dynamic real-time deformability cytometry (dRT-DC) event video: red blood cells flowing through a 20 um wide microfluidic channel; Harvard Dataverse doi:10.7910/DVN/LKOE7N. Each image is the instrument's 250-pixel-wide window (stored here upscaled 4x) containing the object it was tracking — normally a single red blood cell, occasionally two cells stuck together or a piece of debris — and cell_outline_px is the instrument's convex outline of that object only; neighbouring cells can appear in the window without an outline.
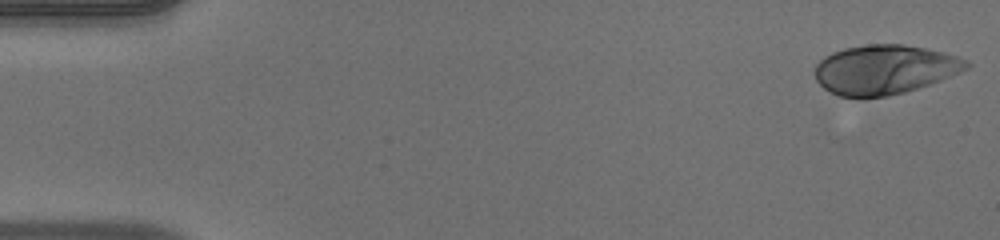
{"species": "human", "species_latin": "Homo sapiens", "temperature_condition": "warm", "stored_images_in_passage": 51, "camera_frame_rate_fps": 3000, "um_per_image_px": 0.085, "donor": {"sex": "male"}, "frame": {"image": 1, "passage_image": 1, "time_ms": 0.0, "image_size_px": [1000, 240], "cell_outline_px": [[972, 64], [968, 68], [940, 80], [904, 92], [888, 96], [840, 96], [824, 88], [816, 80], [816, 64], [824, 56], [832, 52], [844, 48], [868, 44], [904, 44], [924, 48], [956, 56]], "centroid_in_image_um": [75.17, 5.89], "position_along_channel_um": 9.8, "area_um2": 42.95}}
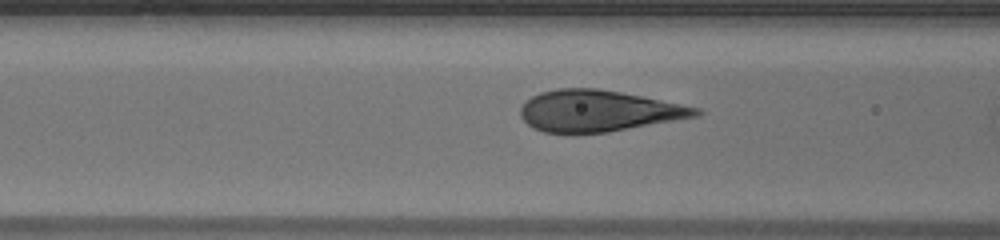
{"frame": {"image": 2, "passage_image": 20, "time_ms": 6.333, "image_size_px": [1000, 240], "cell_outline_px": [[704, 112], [700, 116], [608, 132], [544, 132], [532, 128], [520, 116], [520, 108], [532, 96], [540, 92], [560, 88], [596, 88], [620, 92], [700, 108]], "centroid_in_image_um": [50.87, 9.42], "position_along_channel_um": 115.7, "area_um2": 41.85}}
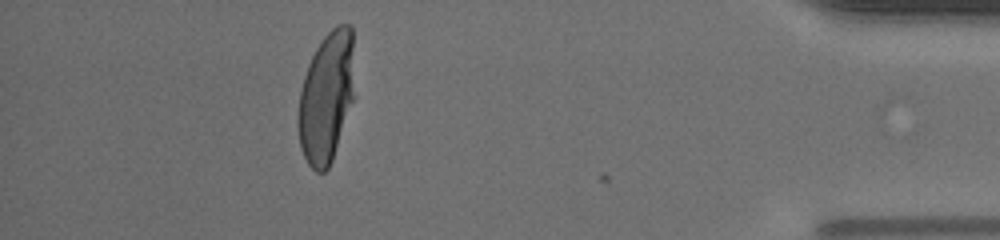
{"frame": {"image": 3, "passage_image": 46, "time_ms": 15.0, "image_size_px": [1000, 240], "cell_outline_px": [[352, 100], [332, 160], [328, 168], [324, 172], [316, 172], [308, 164], [300, 148], [296, 124], [296, 116], [300, 92], [304, 76], [308, 64], [316, 48], [324, 36], [336, 24], [348, 24], [352, 28]], "centroid_in_image_um": [27.68, 8.29], "position_along_channel_um": 407.5, "area_um2": 42.48}, "authors_computed_cell_mechanics": {"area_um2": 43.1766, "velocity_mm_per_s": 3.9457, "shape_relaxation_time_tau1_ms": 4.1981, "shape_relaxation_time_tau2_ms": null, "deformation_change_tau1": 0.2516, "deformation_change_tau2": null}}